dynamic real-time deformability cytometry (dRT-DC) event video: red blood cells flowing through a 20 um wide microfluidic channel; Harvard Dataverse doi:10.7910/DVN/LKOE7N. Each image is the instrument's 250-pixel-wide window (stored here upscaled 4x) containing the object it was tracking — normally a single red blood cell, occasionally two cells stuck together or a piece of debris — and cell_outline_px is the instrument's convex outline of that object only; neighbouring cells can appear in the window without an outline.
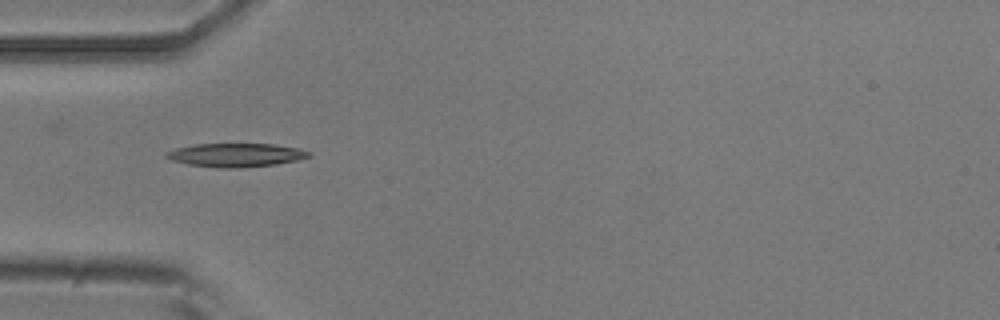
{"species": "common noctule bat (a hibernating species)", "species_latin": "Nyctalus noctula", "temperature_condition": "room temperature", "stored_images_in_passage": 28, "camera_frame_rate_fps": 3000, "um_per_image_px": 0.085, "animal": {"sex": "male", "body_mass_g": 20.5, "forearm_length_mm": 52.5}, "frame": {"image": 1, "passage_image": 2, "time_ms": 0.333, "image_size_px": [1000, 320], "cell_outline_px": [[312, 156], [296, 160], [276, 164], [240, 168], [220, 168], [188, 164], [172, 160], [164, 156], [164, 152], [176, 148], [196, 144], [276, 144], [296, 148], [312, 152]], "centroid_in_image_um": [20.04, 13.18], "position_along_channel_um": 65.0, "area_um2": 19.59}}
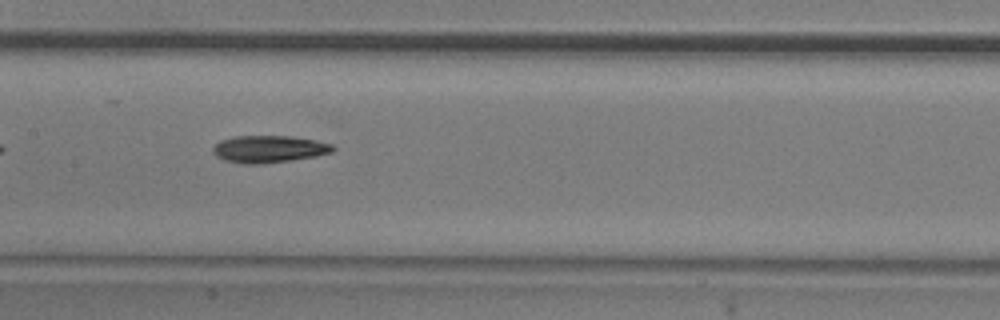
{"frame": {"image": 2, "passage_image": 11, "time_ms": 3.333, "image_size_px": [1000, 320], "cell_outline_px": [[336, 148], [332, 152], [316, 156], [292, 160], [264, 164], [244, 164], [224, 160], [216, 156], [212, 152], [212, 148], [220, 140], [236, 136], [292, 136], [316, 140], [332, 144]], "centroid_in_image_um": [22.86, 12.67], "position_along_channel_um": 184.5, "area_um2": 19.13}}
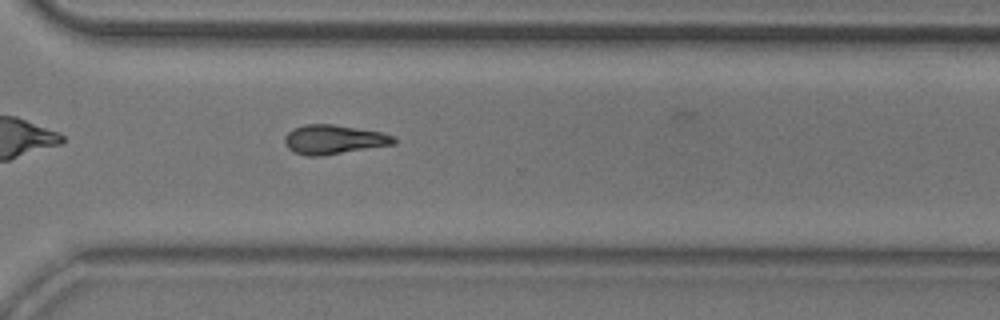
{"frame": {"image": 3, "passage_image": 23, "time_ms": 7.333, "image_size_px": [1000, 320], "cell_outline_px": [[396, 144], [324, 156], [308, 156], [292, 152], [284, 144], [284, 136], [288, 132], [304, 124], [332, 124], [380, 132], [396, 136]], "centroid_in_image_um": [28.37, 11.87], "position_along_channel_um": 342.2, "area_um2": 18.79}, "authors_computed_cell_mechanics": {"area_um2": 18.5249, "velocity_mm_per_s": 3.9589, "shape_relaxation_time_tau1_ms": 2.3865, "shape_relaxation_time_tau2_ms": 7.5147, "deformation_change_tau1": 0.15, "deformation_change_tau2": 0.1758}}